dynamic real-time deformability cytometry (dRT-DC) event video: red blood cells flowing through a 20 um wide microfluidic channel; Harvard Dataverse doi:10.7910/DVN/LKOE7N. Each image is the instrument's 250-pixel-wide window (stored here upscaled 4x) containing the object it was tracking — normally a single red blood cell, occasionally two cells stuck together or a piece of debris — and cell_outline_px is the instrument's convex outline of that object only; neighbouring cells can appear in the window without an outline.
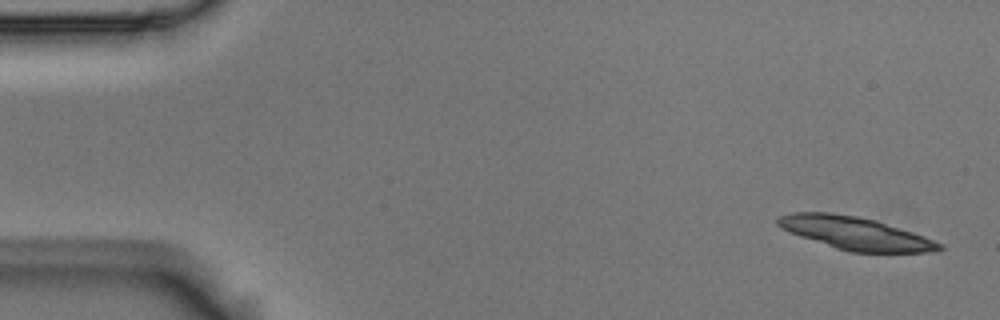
{"species": "Egyptian fruit bat (a non-hibernating species)", "species_latin": "Rousettus aegyptiacus", "temperature_condition": "room temperature", "stored_images_in_passage": 4, "segment_of_instrument_passage": [2, 2], "camera_frame_rate_fps": 3000, "um_per_image_px": 0.085, "animal": {"sex": "male"}, "frame": {"image": 1, "passage_image": 4, "time_ms": 1.0, "image_size_px": [1000, 320], "cell_outline_px": [[944, 248], [932, 252], [848, 252], [800, 236], [780, 228], [776, 224], [776, 220], [780, 216], [792, 212], [832, 212], [856, 216], [876, 220], [924, 236], [944, 244]], "centroid_in_image_um": [72.7, 19.82], "position_along_channel_um": 12.3, "area_um2": 30.81}}